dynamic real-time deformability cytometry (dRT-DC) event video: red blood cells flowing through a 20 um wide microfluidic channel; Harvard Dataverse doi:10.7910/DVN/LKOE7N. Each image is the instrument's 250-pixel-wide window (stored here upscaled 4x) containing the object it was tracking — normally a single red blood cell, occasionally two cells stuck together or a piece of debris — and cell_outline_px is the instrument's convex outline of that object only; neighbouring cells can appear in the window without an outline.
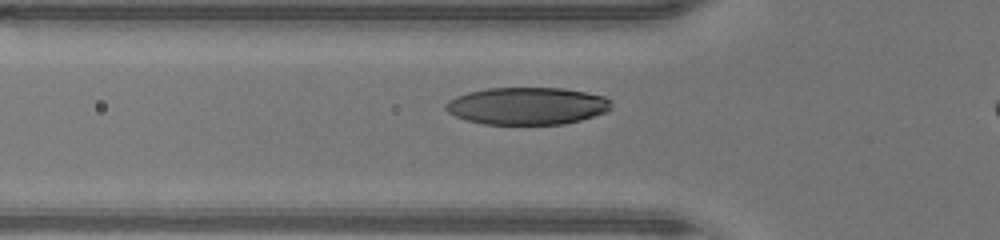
{"species": "human", "species_latin": "Homo sapiens", "temperature_condition": "warm", "stored_images_in_passage": 31, "camera_frame_rate_fps": 3000, "um_per_image_px": 0.085, "donor": {"sex": "male"}, "frame": {"image": 1, "passage_image": 8, "time_ms": 2.333, "image_size_px": [1000, 240], "cell_outline_px": [[612, 108], [608, 112], [580, 120], [564, 124], [484, 124], [468, 120], [456, 116], [448, 112], [444, 108], [444, 104], [448, 100], [456, 96], [468, 92], [488, 88], [564, 88], [604, 96], [612, 100]], "centroid_in_image_um": [44.83, 9.0], "position_along_channel_um": 81.0, "area_um2": 36.18}}
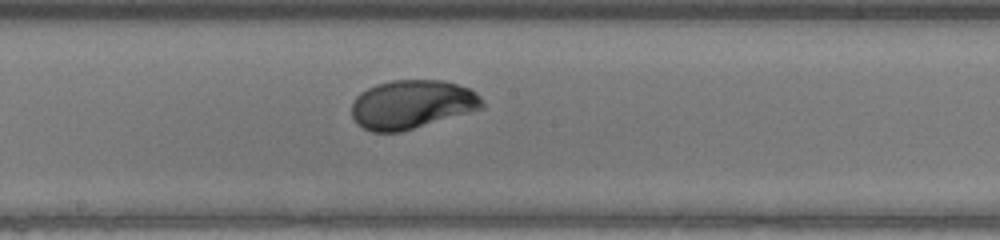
{"frame": {"image": 2, "passage_image": 17, "time_ms": 5.333, "image_size_px": [1000, 240], "cell_outline_px": [[484, 108], [400, 132], [372, 132], [356, 124], [352, 116], [352, 100], [360, 92], [376, 84], [392, 80], [444, 80], [468, 88], [476, 92], [484, 100]], "centroid_in_image_um": [35.0, 8.87], "position_along_channel_um": 213.2, "area_um2": 37.22}}
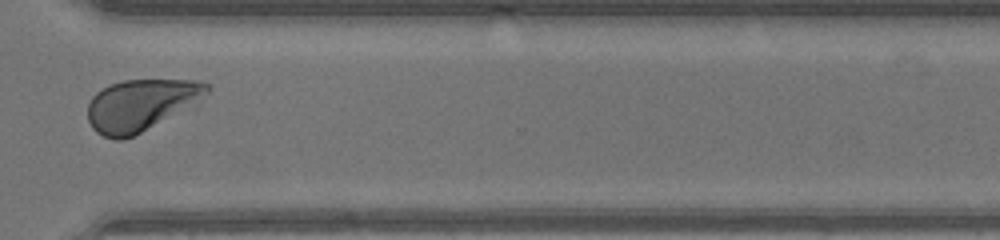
{"frame": {"image": 3, "passage_image": 27, "time_ms": 8.667, "image_size_px": [1000, 240], "cell_outline_px": [[212, 88], [208, 92], [140, 132], [124, 140], [116, 140], [104, 136], [96, 132], [92, 128], [88, 120], [88, 104], [92, 96], [96, 92], [112, 84], [124, 80], [200, 80], [212, 84]], "centroid_in_image_um": [11.88, 8.9], "position_along_channel_um": 358.7, "area_um2": 34.56}}